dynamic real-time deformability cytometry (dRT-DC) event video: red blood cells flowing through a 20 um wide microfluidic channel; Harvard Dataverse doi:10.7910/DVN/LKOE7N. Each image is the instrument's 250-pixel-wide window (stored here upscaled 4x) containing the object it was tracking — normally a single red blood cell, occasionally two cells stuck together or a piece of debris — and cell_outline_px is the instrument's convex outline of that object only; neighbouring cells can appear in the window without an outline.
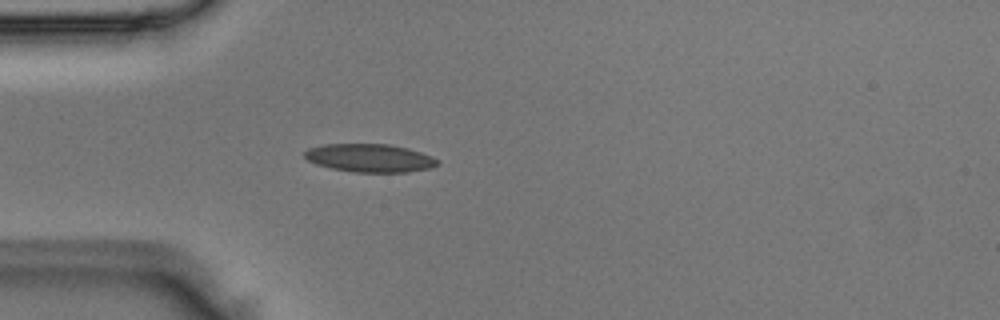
{"species": "Egyptian fruit bat (a non-hibernating species)", "species_latin": "Rousettus aegyptiacus", "temperature_condition": "room temperature", "stored_images_in_passage": 1, "camera_frame_rate_fps": 3000, "um_per_image_px": 0.085, "animal": {"sex": "male"}, "frame": {"image": 1, "passage_image": 1, "time_ms": 0.0, "image_size_px": [1000, 320], "cell_outline_px": [[440, 164], [432, 168], [408, 172], [356, 172], [332, 168], [316, 164], [308, 160], [304, 156], [304, 152], [308, 148], [324, 144], [388, 144], [408, 148], [432, 156], [440, 160]], "centroid_in_image_um": [31.47, 13.43], "position_along_channel_um": 53.5, "area_um2": 21.91}}